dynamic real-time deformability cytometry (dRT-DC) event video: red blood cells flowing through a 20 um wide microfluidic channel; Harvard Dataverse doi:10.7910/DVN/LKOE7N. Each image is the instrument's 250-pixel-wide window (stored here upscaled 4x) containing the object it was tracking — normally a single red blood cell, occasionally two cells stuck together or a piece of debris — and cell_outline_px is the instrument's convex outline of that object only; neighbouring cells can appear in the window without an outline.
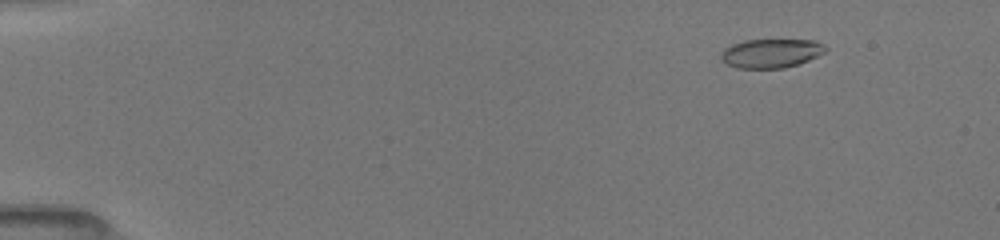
{"species": "common noctule bat (a hibernating species)", "species_latin": "Nyctalus noctula", "temperature_condition": "room temperature", "stored_images_in_passage": 41, "camera_frame_rate_fps": 3000, "um_per_image_px": 0.085, "animal": {"sex": "female", "body_mass_g": 19.5, "forearm_length_mm": 54.1}, "frame": {"image": 1, "passage_image": 5, "time_ms": 1.333, "image_size_px": [1000, 240], "cell_outline_px": [[828, 48], [824, 52], [808, 60], [784, 68], [736, 68], [728, 64], [720, 56], [724, 48], [732, 44], [744, 40], [816, 40], [824, 44]], "centroid_in_image_um": [65.55, 4.52], "position_along_channel_um": 19.5, "area_um2": 17.51}}
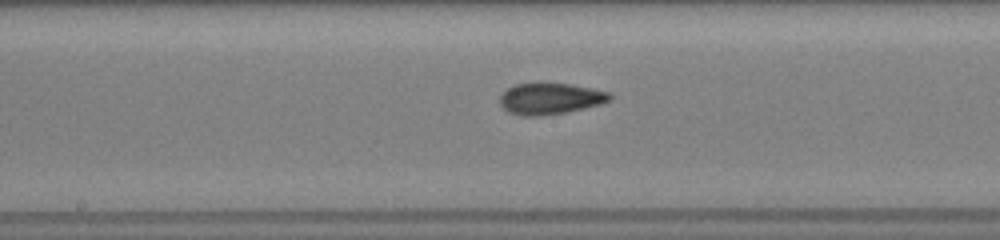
{"frame": {"image": 2, "passage_image": 21, "time_ms": 8.667, "image_size_px": [1000, 240], "cell_outline_px": [[612, 96], [608, 100], [600, 104], [568, 112], [540, 116], [524, 116], [508, 112], [500, 104], [500, 96], [508, 88], [516, 84], [536, 80], [572, 84], [612, 92]], "centroid_in_image_um": [46.76, 8.34], "position_along_channel_um": 201.4, "area_um2": 20.69}}
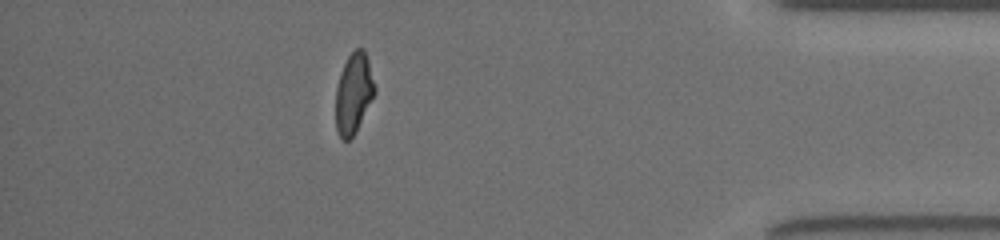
{"frame": {"image": 3, "passage_image": 36, "time_ms": 14.667, "image_size_px": [1000, 240], "cell_outline_px": [[376, 92], [356, 132], [348, 140], [344, 140], [336, 132], [336, 88], [340, 72], [348, 56], [356, 48], [364, 48], [368, 60], [376, 88]], "centroid_in_image_um": [30.06, 7.93], "position_along_channel_um": 405.1, "area_um2": 18.32}, "authors_computed_cell_mechanics": {"area_um2": 18.9006, "velocity_mm_per_s": 4.0155, "shape_relaxation_time_tau1_ms": 6.7026, "shape_relaxation_time_tau2_ms": 1.5425, "deformation_change_tau1": 0.1792, "deformation_change_tau2": 0.0761}}